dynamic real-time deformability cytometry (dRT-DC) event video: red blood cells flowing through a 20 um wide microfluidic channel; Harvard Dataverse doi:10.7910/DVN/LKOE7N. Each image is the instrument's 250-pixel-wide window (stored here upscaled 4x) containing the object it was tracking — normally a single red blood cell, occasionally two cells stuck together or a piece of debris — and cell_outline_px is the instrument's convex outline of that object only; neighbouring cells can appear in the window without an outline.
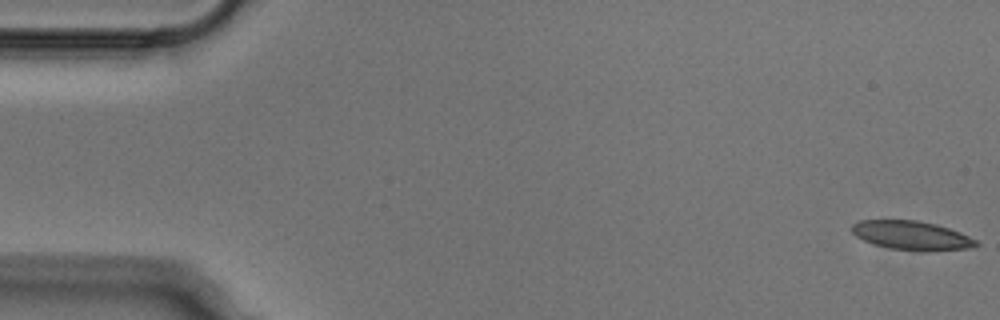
{"species": "Egyptian fruit bat (a non-hibernating species)", "species_latin": "Rousettus aegyptiacus", "temperature_condition": "cold", "stored_images_in_passage": 52, "camera_frame_rate_fps": 3000, "um_per_image_px": 0.085, "animal": {"sex": "male"}, "frame": {"image": 1, "passage_image": 1, "time_ms": 0.0, "image_size_px": [1000, 320], "cell_outline_px": [[980, 244], [972, 248], [924, 252], [888, 248], [872, 244], [856, 236], [852, 232], [852, 224], [860, 220], [916, 220], [936, 224], [960, 232], [976, 240]], "centroid_in_image_um": [77.5, 20.03], "position_along_channel_um": 7.5, "area_um2": 21.15}}
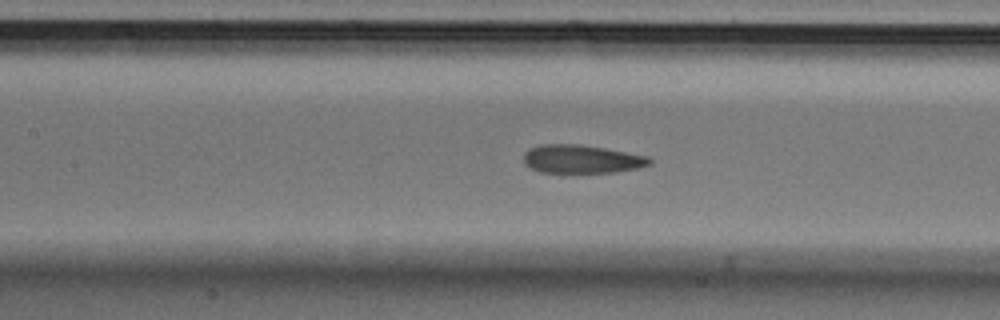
{"frame": {"image": 2, "passage_image": 23, "time_ms": 7.333, "image_size_px": [1000, 320], "cell_outline_px": [[652, 164], [640, 168], [616, 172], [540, 172], [524, 164], [524, 152], [528, 148], [540, 144], [580, 144], [604, 148], [648, 156], [652, 160]], "centroid_in_image_um": [49.44, 13.51], "position_along_channel_um": 158.0, "area_um2": 20.92}}
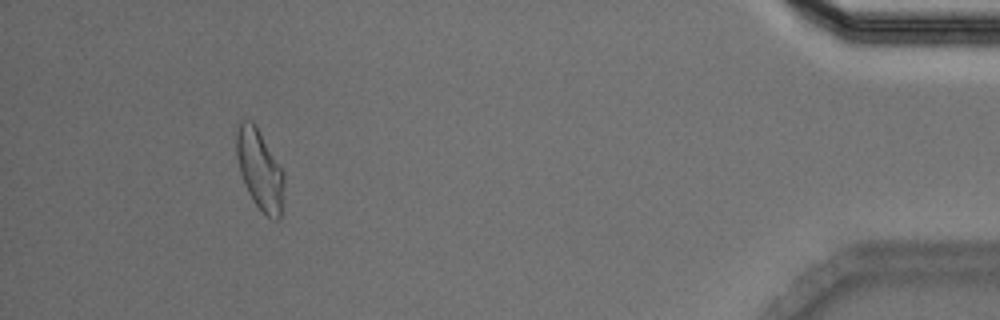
{"frame": {"image": 3, "passage_image": 48, "time_ms": 15.667, "image_size_px": [1000, 320], "cell_outline_px": [[284, 184], [280, 220], [272, 220], [256, 204], [248, 192], [244, 184], [240, 172], [236, 156], [236, 124], [240, 120], [252, 120], [256, 124], [284, 172]], "centroid_in_image_um": [22.06, 14.37], "position_along_channel_um": 413.1, "area_um2": 22.43}}